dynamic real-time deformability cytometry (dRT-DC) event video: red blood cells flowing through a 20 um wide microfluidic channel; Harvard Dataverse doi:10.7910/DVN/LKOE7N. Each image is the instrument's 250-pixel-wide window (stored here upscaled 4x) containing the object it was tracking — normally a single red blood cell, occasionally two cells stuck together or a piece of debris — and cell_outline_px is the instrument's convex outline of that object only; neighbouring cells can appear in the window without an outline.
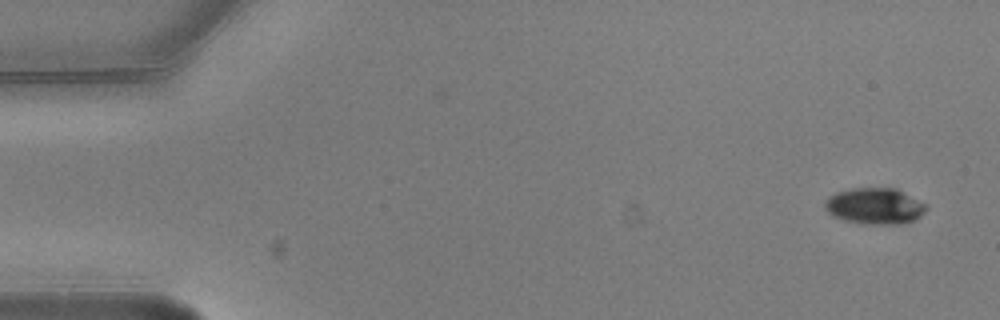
{"species": "common noctule bat (a hibernating species)", "species_latin": "Nyctalus noctula", "temperature_condition": "warm", "stored_images_in_passage": 5, "camera_frame_rate_fps": 3000, "um_per_image_px": 0.085, "animal": {"sex": "male", "body_mass_g": 20.5, "forearm_length_mm": 52.5}, "frame": {"image": 1, "passage_image": 1, "time_ms": 0.0, "image_size_px": [1000, 320], "cell_outline_px": [[928, 208], [920, 216], [912, 220], [900, 224], [864, 224], [844, 220], [832, 216], [824, 208], [824, 200], [828, 196], [836, 192], [852, 188], [896, 188], [928, 204]], "centroid_in_image_um": [74.34, 17.51], "position_along_channel_um": 10.7, "area_um2": 21.62}}
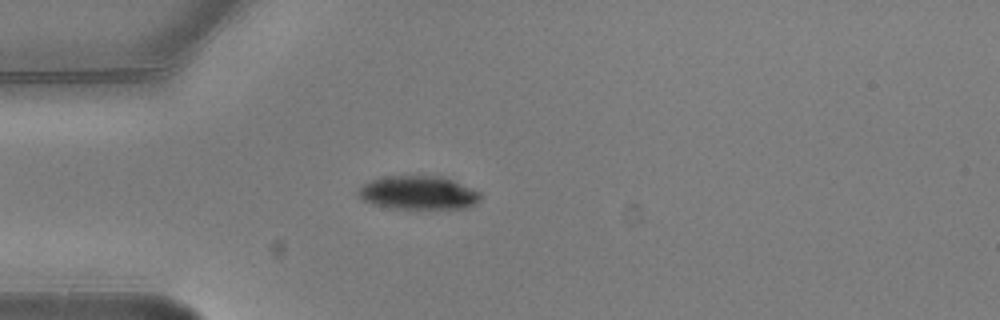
{"frame": {"image": 2, "passage_image": 4, "time_ms": 1.0, "image_size_px": [1000, 320], "cell_outline_px": [[480, 200], [476, 204], [468, 208], [392, 208], [372, 204], [364, 200], [356, 192], [360, 184], [380, 176], [444, 176], [480, 192]], "centroid_in_image_um": [35.53, 16.37], "position_along_channel_um": 49.5, "area_um2": 24.04}}